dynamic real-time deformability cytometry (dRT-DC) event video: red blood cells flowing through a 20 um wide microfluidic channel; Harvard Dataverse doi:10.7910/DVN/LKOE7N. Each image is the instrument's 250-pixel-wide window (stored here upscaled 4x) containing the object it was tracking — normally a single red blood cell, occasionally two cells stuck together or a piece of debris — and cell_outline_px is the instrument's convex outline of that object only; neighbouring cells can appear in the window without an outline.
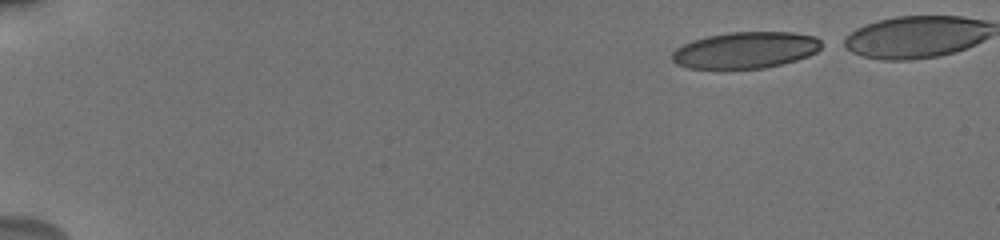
{"species": "human", "species_latin": "Homo sapiens", "temperature_condition": "cold", "stored_images_in_passage": 45, "camera_frame_rate_fps": 3000, "um_per_image_px": 0.085, "donor": {"sex": "male"}, "frame": {"image": 1, "passage_image": 1, "time_ms": 0.0, "image_size_px": [1000, 240], "cell_outline_px": [[820, 48], [816, 52], [808, 56], [796, 60], [764, 68], [688, 68], [676, 64], [672, 60], [672, 52], [676, 48], [692, 40], [708, 36], [728, 32], [792, 32], [816, 36], [820, 40]], "centroid_in_image_um": [63.36, 4.25], "position_along_channel_um": 21.6, "area_um2": 31.62}}
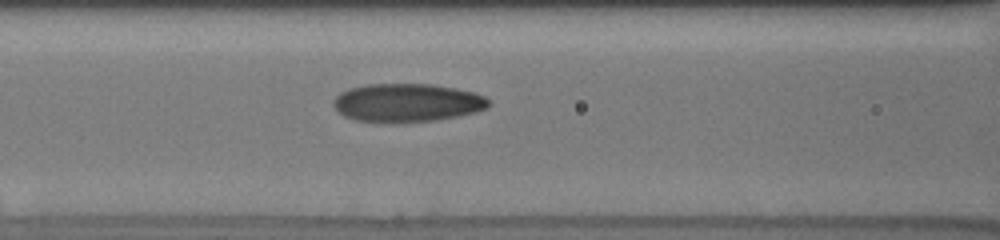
{"frame": {"image": 2, "passage_image": 19, "time_ms": 6.333, "image_size_px": [1000, 240], "cell_outline_px": [[492, 104], [488, 108], [476, 112], [436, 120], [404, 124], [356, 120], [344, 116], [332, 104], [332, 100], [340, 92], [348, 88], [364, 84], [432, 84], [456, 88], [472, 92], [484, 96]], "centroid_in_image_um": [34.59, 8.74], "position_along_channel_um": 132.0, "area_um2": 35.2}}
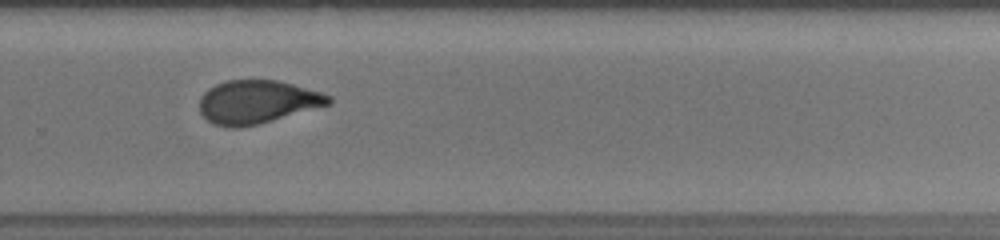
{"frame": {"image": 3, "passage_image": 33, "time_ms": 11.0, "image_size_px": [1000, 240], "cell_outline_px": [[332, 104], [260, 124], [240, 128], [232, 128], [212, 124], [200, 112], [200, 96], [208, 88], [216, 84], [228, 80], [276, 80], [292, 84], [320, 92], [332, 96]], "centroid_in_image_um": [21.87, 8.68], "position_along_channel_um": 307.9, "area_um2": 32.77}}